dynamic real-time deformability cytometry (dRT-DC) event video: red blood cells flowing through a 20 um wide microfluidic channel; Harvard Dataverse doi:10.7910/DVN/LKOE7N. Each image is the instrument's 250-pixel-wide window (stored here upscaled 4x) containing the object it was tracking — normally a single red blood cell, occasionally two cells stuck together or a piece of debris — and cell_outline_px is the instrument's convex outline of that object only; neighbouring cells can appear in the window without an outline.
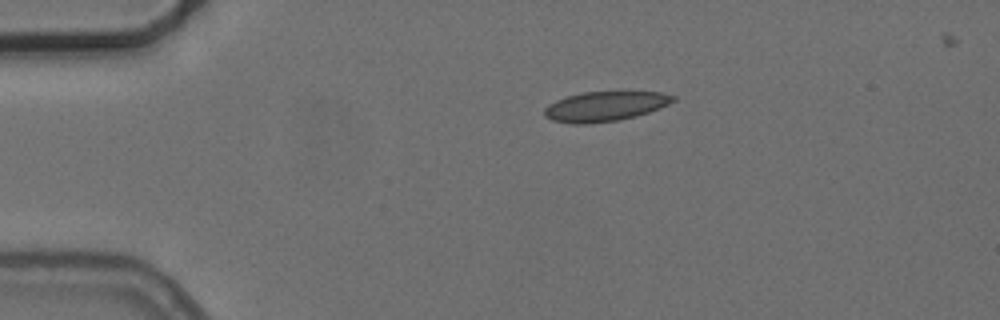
{"species": "common noctule bat (a hibernating species)", "species_latin": "Nyctalus noctula", "temperature_condition": "cold", "stored_images_in_passage": 3, "camera_frame_rate_fps": 3000, "um_per_image_px": 0.085, "animal": {"sex": "female", "body_mass_g": 24.6, "forearm_length_mm": 56.2}, "frame": {"image": 1, "passage_image": 3, "time_ms": 3.333, "image_size_px": [1000, 320], "cell_outline_px": [[676, 100], [660, 108], [636, 116], [620, 120], [584, 124], [572, 124], [552, 120], [544, 116], [544, 108], [548, 104], [556, 100], [580, 92], [660, 92], [676, 96]], "centroid_in_image_um": [51.41, 9.04], "position_along_channel_um": 33.6, "area_um2": 22.37}}